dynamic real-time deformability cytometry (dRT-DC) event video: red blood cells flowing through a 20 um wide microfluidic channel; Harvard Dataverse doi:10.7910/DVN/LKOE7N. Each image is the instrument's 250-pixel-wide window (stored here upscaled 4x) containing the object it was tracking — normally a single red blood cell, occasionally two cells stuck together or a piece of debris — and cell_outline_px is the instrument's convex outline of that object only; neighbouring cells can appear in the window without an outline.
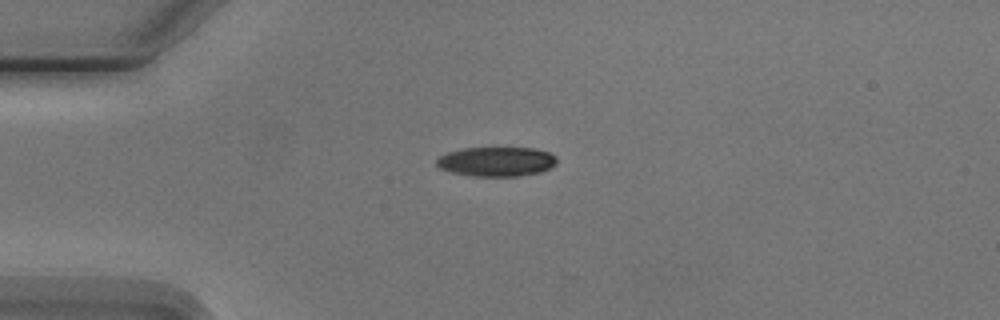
{"species": "Egyptian fruit bat (a non-hibernating species)", "species_latin": "Rousettus aegyptiacus", "temperature_condition": "cold", "stored_images_in_passage": 6, "camera_frame_rate_fps": 3000, "um_per_image_px": 0.085, "animal": {"sex": "male"}, "frame": {"image": 1, "passage_image": 2, "time_ms": 2.0, "image_size_px": [1000, 320], "cell_outline_px": [[556, 164], [540, 172], [520, 176], [472, 176], [452, 172], [440, 168], [436, 164], [436, 160], [440, 156], [448, 152], [464, 148], [536, 148], [548, 152], [556, 156]], "centroid_in_image_um": [42.2, 13.73], "position_along_channel_um": 42.8, "area_um2": 20.58}}
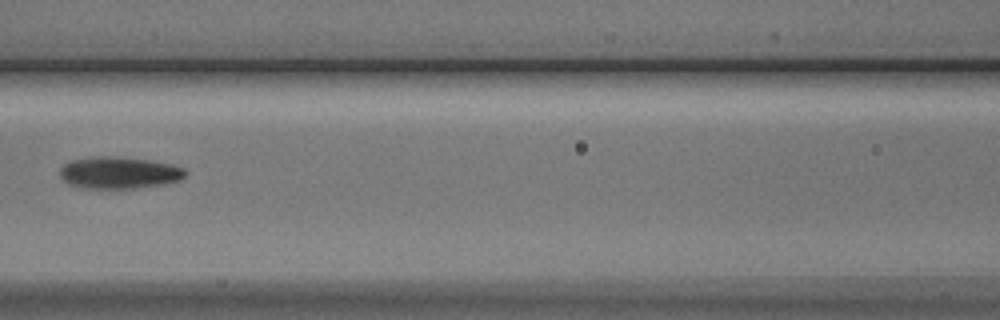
{"frame": {"image": 2, "passage_image": 5, "time_ms": 5.667, "image_size_px": [1000, 320], "cell_outline_px": [[188, 172], [180, 180], [164, 184], [136, 188], [80, 188], [68, 184], [60, 176], [60, 168], [64, 164], [72, 160], [92, 156], [108, 156], [148, 160], [168, 164], [184, 168]], "centroid_in_image_um": [10.09, 14.69], "position_along_channel_um": 156.5, "area_um2": 23.24}}
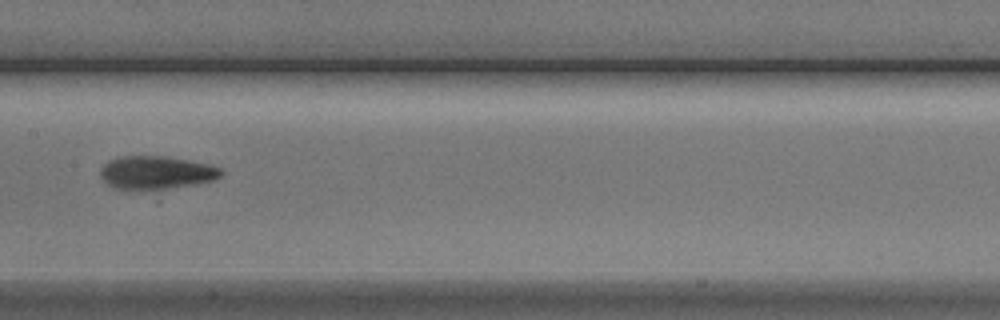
{"frame": {"image": 3, "passage_image": 6, "time_ms": 6.667, "image_size_px": [1000, 320], "cell_outline_px": [[224, 172], [220, 176], [212, 180], [168, 188], [112, 188], [100, 176], [100, 168], [108, 160], [120, 156], [164, 156], [188, 160], [208, 164], [220, 168]], "centroid_in_image_um": [13.24, 14.64], "position_along_channel_um": 194.2, "area_um2": 22.77}}